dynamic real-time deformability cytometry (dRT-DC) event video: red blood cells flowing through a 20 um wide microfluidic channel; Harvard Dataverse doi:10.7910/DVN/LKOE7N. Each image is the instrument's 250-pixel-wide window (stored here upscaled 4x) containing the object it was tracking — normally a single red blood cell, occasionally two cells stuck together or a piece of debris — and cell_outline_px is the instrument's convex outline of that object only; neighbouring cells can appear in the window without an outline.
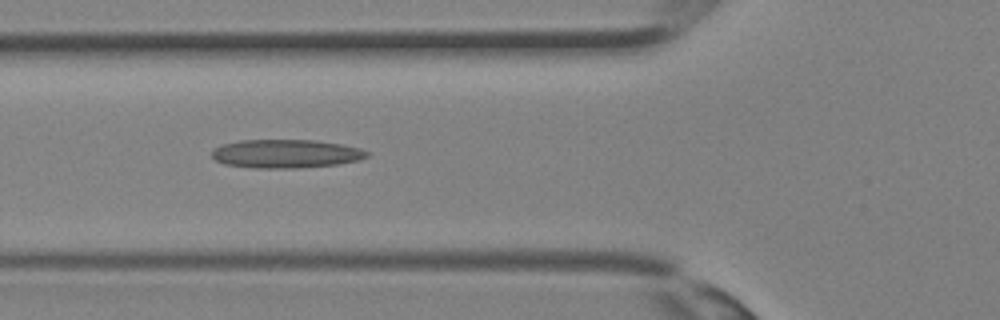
{"species": "Egyptian fruit bat (a non-hibernating species)", "species_latin": "Rousettus aegyptiacus", "temperature_condition": "room temperature", "stored_images_in_passage": 15, "camera_frame_rate_fps": 3000, "um_per_image_px": 0.085, "animal": {"sex": "female"}, "frame": {"image": 1, "passage_image": 13, "time_ms": 4.0, "image_size_px": [1000, 320], "cell_outline_px": [[368, 156], [360, 160], [336, 164], [300, 168], [256, 168], [224, 164], [216, 160], [212, 156], [212, 148], [220, 144], [240, 140], [312, 140], [340, 144], [360, 148], [368, 152]], "centroid_in_image_um": [24.26, 13.06], "position_along_channel_um": 101.5, "area_um2": 25.84}}
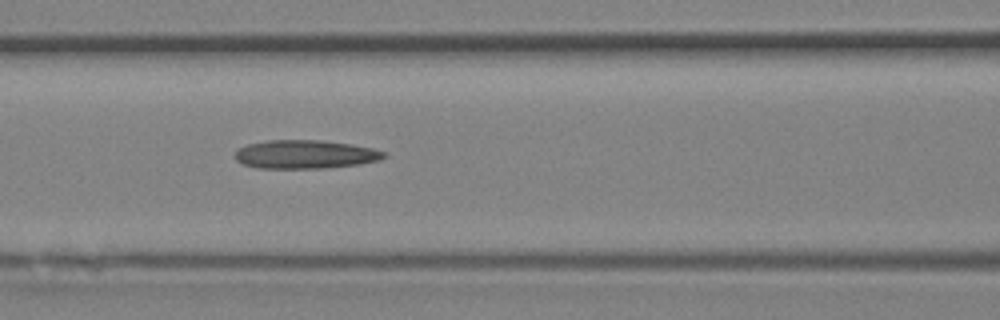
{"frame": {"image": 2, "passage_image": 15, "time_ms": 4.667, "image_size_px": [1000, 320], "cell_outline_px": [[388, 156], [380, 160], [360, 164], [324, 168], [256, 168], [244, 164], [236, 160], [232, 156], [236, 148], [248, 144], [268, 140], [320, 140], [348, 144], [372, 148], [388, 152]], "centroid_in_image_um": [25.92, 13.12], "position_along_channel_um": 140.7, "area_um2": 25.03}}